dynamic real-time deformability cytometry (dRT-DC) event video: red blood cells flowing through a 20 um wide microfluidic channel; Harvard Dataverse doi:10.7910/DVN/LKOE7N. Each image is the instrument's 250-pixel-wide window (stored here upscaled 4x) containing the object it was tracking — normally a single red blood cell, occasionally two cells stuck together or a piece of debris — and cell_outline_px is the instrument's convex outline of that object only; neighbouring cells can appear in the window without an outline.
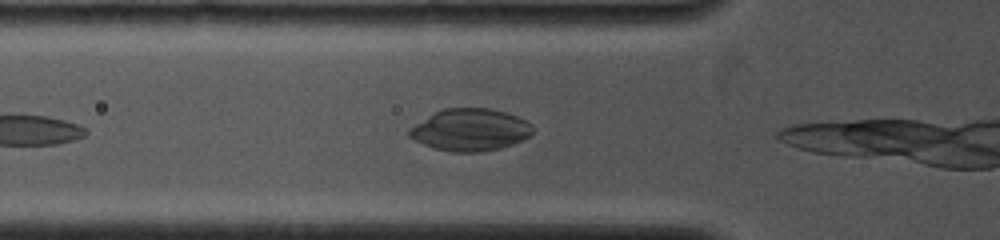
{"species": "common noctule bat (a hibernating species)", "species_latin": "Nyctalus noctula", "temperature_condition": "cold", "stored_images_in_passage": 7, "camera_frame_rate_fps": 4000, "um_per_image_px": 0.085, "animal": {"sex": "female", "body_mass_g": 19.0, "forearm_length_mm": 53.3}, "frame": {"image": 1, "passage_image": 2, "time_ms": 0.5, "image_size_px": [1000, 240], "cell_outline_px": [[532, 132], [528, 136], [512, 144], [500, 148], [484, 152], [452, 152], [436, 148], [424, 144], [408, 136], [408, 132], [416, 124], [428, 116], [444, 108], [488, 108], [504, 112], [516, 116], [532, 124]], "centroid_in_image_um": [39.97, 11.04], "position_along_channel_um": 85.8, "area_um2": 29.82}}
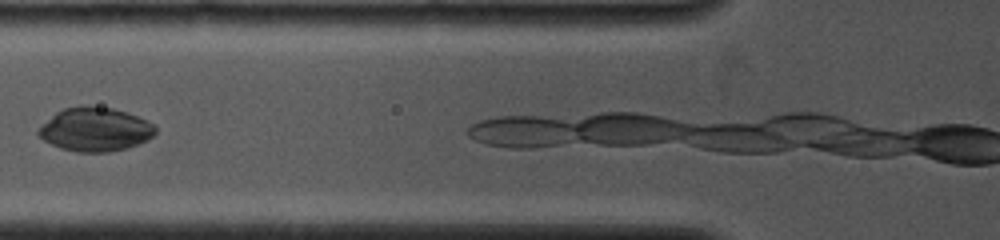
{"frame": {"image": 2, "passage_image": 3, "time_ms": 1.25, "image_size_px": [1000, 240], "cell_outline_px": [[156, 132], [148, 140], [128, 148], [108, 152], [76, 152], [60, 148], [44, 140], [36, 132], [56, 112], [64, 108], [112, 108], [148, 120], [156, 128]], "centroid_in_image_um": [8.12, 11.04], "position_along_channel_um": 117.7, "area_um2": 29.07}}
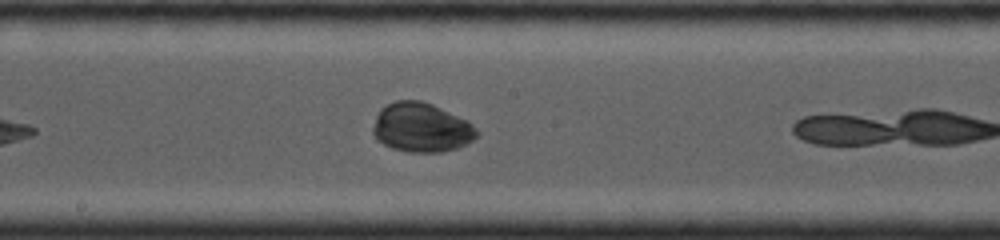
{"frame": {"image": 3, "passage_image": 7, "time_ms": 3.5, "image_size_px": [1000, 240], "cell_outline_px": [[480, 132], [472, 140], [456, 148], [440, 152], [408, 152], [392, 148], [384, 144], [372, 132], [372, 128], [376, 116], [380, 108], [396, 100], [420, 100], [432, 104], [468, 120]], "centroid_in_image_um": [35.82, 10.83], "position_along_channel_um": 212.4, "area_um2": 29.71}}